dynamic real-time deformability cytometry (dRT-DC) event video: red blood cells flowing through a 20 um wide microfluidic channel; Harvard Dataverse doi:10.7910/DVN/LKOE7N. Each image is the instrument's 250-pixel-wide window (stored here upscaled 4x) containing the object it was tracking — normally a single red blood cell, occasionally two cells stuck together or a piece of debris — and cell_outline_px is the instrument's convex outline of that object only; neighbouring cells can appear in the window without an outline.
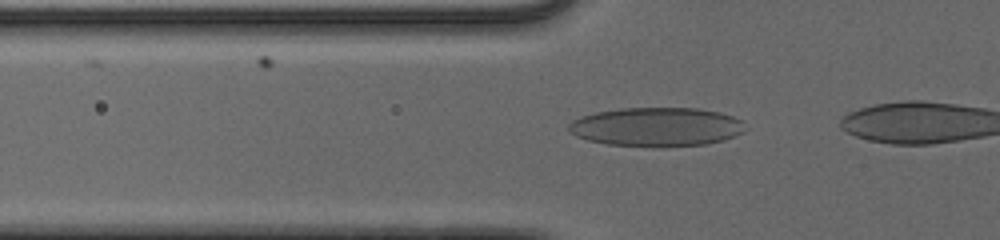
{"species": "human", "species_latin": "Homo sapiens", "temperature_condition": "cold", "stored_images_in_passage": 35, "camera_frame_rate_fps": 3000, "um_per_image_px": 0.085, "donor": {"sex": "male"}, "frame": {"image": 1, "passage_image": 16, "time_ms": 5.0, "image_size_px": [1000, 240], "cell_outline_px": [[744, 132], [736, 136], [724, 140], [704, 144], [660, 148], [608, 144], [588, 140], [576, 136], [568, 128], [568, 124], [572, 120], [580, 116], [596, 112], [620, 108], [696, 108], [720, 112], [732, 116], [740, 120]], "centroid_in_image_um": [55.78, 10.79], "position_along_channel_um": 70.0, "area_um2": 40.29}}
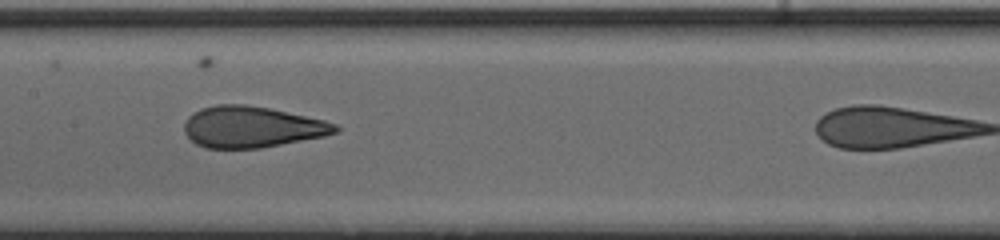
{"frame": {"image": 2, "passage_image": 25, "time_ms": 8.0, "image_size_px": [1000, 240], "cell_outline_px": [[340, 128], [336, 132], [324, 136], [260, 148], [204, 148], [196, 144], [184, 132], [184, 124], [188, 116], [200, 108], [216, 104], [244, 104], [268, 108], [324, 120], [336, 124]], "centroid_in_image_um": [21.37, 10.79], "position_along_channel_um": 186.0, "area_um2": 36.13}}
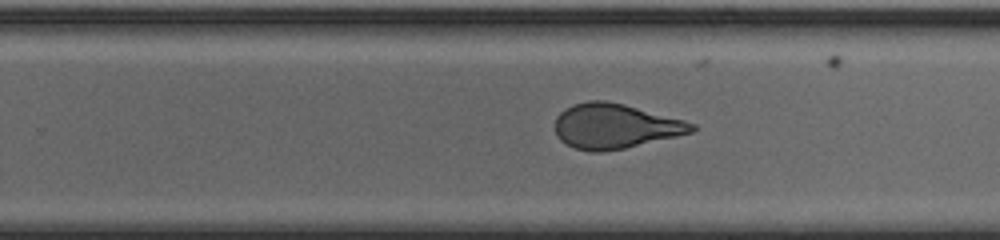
{"frame": {"image": 3, "passage_image": 32, "time_ms": 10.333, "image_size_px": [1000, 240], "cell_outline_px": [[696, 128], [692, 132], [676, 136], [624, 148], [604, 152], [592, 152], [576, 148], [560, 140], [556, 136], [556, 116], [564, 108], [572, 104], [588, 100], [604, 100], [624, 104], [684, 120], [696, 124]], "centroid_in_image_um": [52.25, 10.71], "position_along_channel_um": 277.5, "area_um2": 35.6}}